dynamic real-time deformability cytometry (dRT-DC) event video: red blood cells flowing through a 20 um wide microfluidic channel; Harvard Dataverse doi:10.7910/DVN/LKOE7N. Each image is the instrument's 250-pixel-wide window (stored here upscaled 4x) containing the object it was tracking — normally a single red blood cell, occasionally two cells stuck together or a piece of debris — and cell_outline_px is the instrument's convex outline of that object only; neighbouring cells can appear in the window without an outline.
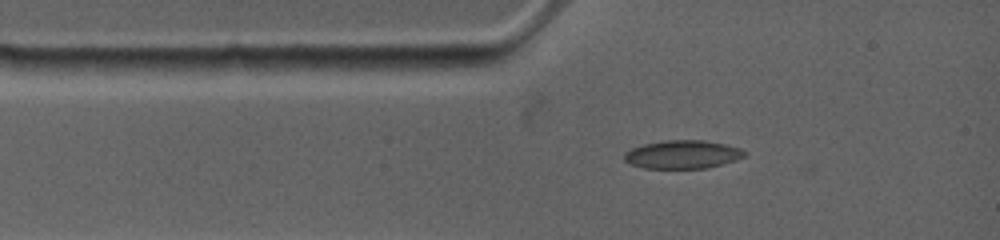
{"species": "common noctule bat (a hibernating species)", "species_latin": "Nyctalus noctula", "temperature_condition": "warm", "stored_images_in_passage": 2, "camera_frame_rate_fps": 4500, "um_per_image_px": 0.085, "animal": {"sex": "female", "body_mass_g": 19.0, "forearm_length_mm": 53.3}, "frame": {"image": 1, "passage_image": 1, "time_ms": 0.0, "image_size_px": [1000, 240], "cell_outline_px": [[748, 152], [744, 156], [736, 160], [704, 168], [644, 168], [632, 164], [624, 160], [624, 152], [632, 148], [644, 144], [664, 140], [704, 140], [724, 144], [740, 148]], "centroid_in_image_um": [58.01, 13.12], "position_along_channel_um": 27.0, "area_um2": 19.71}}